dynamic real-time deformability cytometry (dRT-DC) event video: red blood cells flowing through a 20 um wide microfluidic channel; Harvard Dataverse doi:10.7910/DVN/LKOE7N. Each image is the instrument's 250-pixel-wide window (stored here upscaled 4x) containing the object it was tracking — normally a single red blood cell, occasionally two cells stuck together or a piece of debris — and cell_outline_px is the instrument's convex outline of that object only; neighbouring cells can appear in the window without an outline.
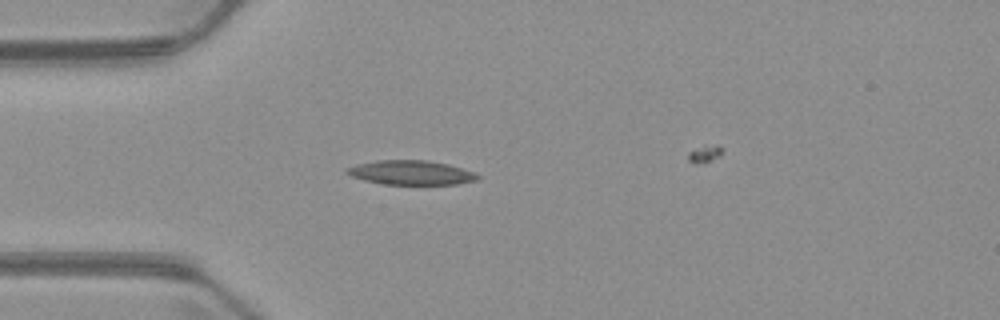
{"species": "common noctule bat (a hibernating species)", "species_latin": "Nyctalus noctula", "temperature_condition": "warm", "stored_images_in_passage": 4, "camera_frame_rate_fps": 3000, "um_per_image_px": 0.085, "animal": {"sex": "male", "body_mass_g": 23.1, "forearm_length_mm": 52.7}, "frame": {"image": 1, "passage_image": 3, "time_ms": 2.333, "image_size_px": [1000, 320], "cell_outline_px": [[480, 176], [476, 180], [456, 184], [384, 184], [364, 180], [352, 176], [344, 172], [344, 168], [356, 164], [376, 160], [424, 160], [448, 164], [476, 172]], "centroid_in_image_um": [34.91, 14.66], "position_along_channel_um": 50.1, "area_um2": 18.55}}